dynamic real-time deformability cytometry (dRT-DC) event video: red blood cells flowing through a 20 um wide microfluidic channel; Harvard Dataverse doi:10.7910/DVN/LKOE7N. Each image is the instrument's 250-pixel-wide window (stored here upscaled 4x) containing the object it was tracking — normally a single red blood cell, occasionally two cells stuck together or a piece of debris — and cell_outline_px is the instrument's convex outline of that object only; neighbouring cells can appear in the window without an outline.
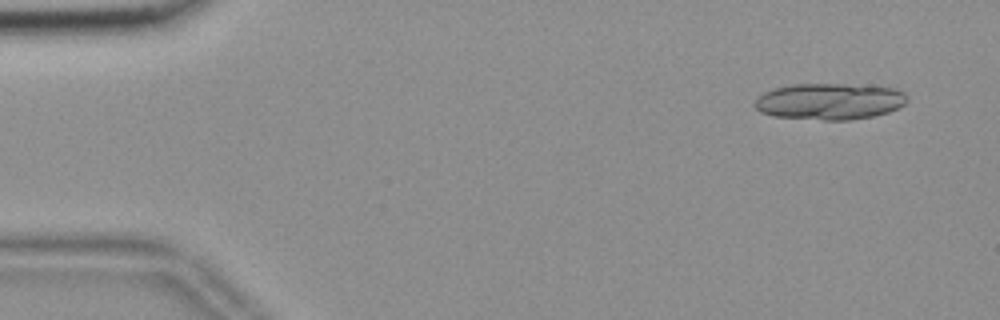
{"species": "common noctule bat (a hibernating species)", "species_latin": "Nyctalus noctula", "temperature_condition": "room temperature", "stored_images_in_passage": 16, "camera_frame_rate_fps": 3000, "um_per_image_px": 0.085, "animal": {"sex": "female", "body_mass_g": 18.4}, "frame": {"image": 1, "passage_image": 1, "time_ms": 0.0, "image_size_px": [1000, 320], "cell_outline_px": [[908, 100], [900, 108], [888, 112], [872, 116], [848, 120], [824, 120], [772, 116], [760, 112], [756, 108], [756, 96], [772, 88], [792, 84], [872, 84], [896, 88], [904, 92], [908, 96]], "centroid_in_image_um": [70.56, 8.6], "position_along_channel_um": 14.4, "area_um2": 32.95}}